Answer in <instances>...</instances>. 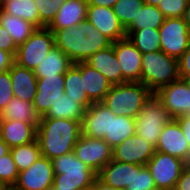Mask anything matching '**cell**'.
Masks as SVG:
<instances>
[{"mask_svg": "<svg viewBox=\"0 0 190 190\" xmlns=\"http://www.w3.org/2000/svg\"><path fill=\"white\" fill-rule=\"evenodd\" d=\"M156 151L190 162V147L179 122L172 118L162 129Z\"/></svg>", "mask_w": 190, "mask_h": 190, "instance_id": "13", "label": "cell"}, {"mask_svg": "<svg viewBox=\"0 0 190 190\" xmlns=\"http://www.w3.org/2000/svg\"><path fill=\"white\" fill-rule=\"evenodd\" d=\"M66 0H34L38 15L39 28L48 27L56 17V14Z\"/></svg>", "mask_w": 190, "mask_h": 190, "instance_id": "36", "label": "cell"}, {"mask_svg": "<svg viewBox=\"0 0 190 190\" xmlns=\"http://www.w3.org/2000/svg\"><path fill=\"white\" fill-rule=\"evenodd\" d=\"M178 79L179 59L162 50L142 54L141 83L153 93Z\"/></svg>", "mask_w": 190, "mask_h": 190, "instance_id": "5", "label": "cell"}, {"mask_svg": "<svg viewBox=\"0 0 190 190\" xmlns=\"http://www.w3.org/2000/svg\"><path fill=\"white\" fill-rule=\"evenodd\" d=\"M0 49L11 53L14 57L17 53V46L13 42L12 37L4 27L0 25Z\"/></svg>", "mask_w": 190, "mask_h": 190, "instance_id": "41", "label": "cell"}, {"mask_svg": "<svg viewBox=\"0 0 190 190\" xmlns=\"http://www.w3.org/2000/svg\"><path fill=\"white\" fill-rule=\"evenodd\" d=\"M189 1L190 0H162L158 5V9L165 18H180L183 17Z\"/></svg>", "mask_w": 190, "mask_h": 190, "instance_id": "39", "label": "cell"}, {"mask_svg": "<svg viewBox=\"0 0 190 190\" xmlns=\"http://www.w3.org/2000/svg\"><path fill=\"white\" fill-rule=\"evenodd\" d=\"M10 187L0 180V190H8Z\"/></svg>", "mask_w": 190, "mask_h": 190, "instance_id": "51", "label": "cell"}, {"mask_svg": "<svg viewBox=\"0 0 190 190\" xmlns=\"http://www.w3.org/2000/svg\"><path fill=\"white\" fill-rule=\"evenodd\" d=\"M90 190H121L112 186L105 184L98 177L94 180L92 186L89 188Z\"/></svg>", "mask_w": 190, "mask_h": 190, "instance_id": "47", "label": "cell"}, {"mask_svg": "<svg viewBox=\"0 0 190 190\" xmlns=\"http://www.w3.org/2000/svg\"><path fill=\"white\" fill-rule=\"evenodd\" d=\"M5 1H7V0H0V5H1L3 2H5Z\"/></svg>", "mask_w": 190, "mask_h": 190, "instance_id": "55", "label": "cell"}, {"mask_svg": "<svg viewBox=\"0 0 190 190\" xmlns=\"http://www.w3.org/2000/svg\"><path fill=\"white\" fill-rule=\"evenodd\" d=\"M171 119L167 109L153 94L135 118L136 134L156 148L162 129Z\"/></svg>", "mask_w": 190, "mask_h": 190, "instance_id": "6", "label": "cell"}, {"mask_svg": "<svg viewBox=\"0 0 190 190\" xmlns=\"http://www.w3.org/2000/svg\"><path fill=\"white\" fill-rule=\"evenodd\" d=\"M85 111L86 108L82 104L64 93L41 118L72 119L82 123Z\"/></svg>", "mask_w": 190, "mask_h": 190, "instance_id": "27", "label": "cell"}, {"mask_svg": "<svg viewBox=\"0 0 190 190\" xmlns=\"http://www.w3.org/2000/svg\"><path fill=\"white\" fill-rule=\"evenodd\" d=\"M0 120H16L23 123H32L36 127L41 117L33 106V102L13 97L0 113Z\"/></svg>", "mask_w": 190, "mask_h": 190, "instance_id": "26", "label": "cell"}, {"mask_svg": "<svg viewBox=\"0 0 190 190\" xmlns=\"http://www.w3.org/2000/svg\"><path fill=\"white\" fill-rule=\"evenodd\" d=\"M135 118L115 115L111 111L110 137H103L112 148L121 144L125 139L133 136L135 131Z\"/></svg>", "mask_w": 190, "mask_h": 190, "instance_id": "29", "label": "cell"}, {"mask_svg": "<svg viewBox=\"0 0 190 190\" xmlns=\"http://www.w3.org/2000/svg\"><path fill=\"white\" fill-rule=\"evenodd\" d=\"M54 181L52 160L40 156L28 169L19 172L14 190H49Z\"/></svg>", "mask_w": 190, "mask_h": 190, "instance_id": "11", "label": "cell"}, {"mask_svg": "<svg viewBox=\"0 0 190 190\" xmlns=\"http://www.w3.org/2000/svg\"><path fill=\"white\" fill-rule=\"evenodd\" d=\"M81 73L83 88L92 102H102L111 88L105 76L85 62L73 63Z\"/></svg>", "mask_w": 190, "mask_h": 190, "instance_id": "22", "label": "cell"}, {"mask_svg": "<svg viewBox=\"0 0 190 190\" xmlns=\"http://www.w3.org/2000/svg\"><path fill=\"white\" fill-rule=\"evenodd\" d=\"M185 116L186 117H190V111Z\"/></svg>", "mask_w": 190, "mask_h": 190, "instance_id": "54", "label": "cell"}, {"mask_svg": "<svg viewBox=\"0 0 190 190\" xmlns=\"http://www.w3.org/2000/svg\"><path fill=\"white\" fill-rule=\"evenodd\" d=\"M179 75L180 77H190V44L179 58Z\"/></svg>", "mask_w": 190, "mask_h": 190, "instance_id": "42", "label": "cell"}, {"mask_svg": "<svg viewBox=\"0 0 190 190\" xmlns=\"http://www.w3.org/2000/svg\"><path fill=\"white\" fill-rule=\"evenodd\" d=\"M113 148L103 139L81 135L74 146L75 156L97 174L113 159Z\"/></svg>", "mask_w": 190, "mask_h": 190, "instance_id": "10", "label": "cell"}, {"mask_svg": "<svg viewBox=\"0 0 190 190\" xmlns=\"http://www.w3.org/2000/svg\"><path fill=\"white\" fill-rule=\"evenodd\" d=\"M156 188L152 175L146 165L133 164V179L131 189L125 190H150Z\"/></svg>", "mask_w": 190, "mask_h": 190, "instance_id": "37", "label": "cell"}, {"mask_svg": "<svg viewBox=\"0 0 190 190\" xmlns=\"http://www.w3.org/2000/svg\"><path fill=\"white\" fill-rule=\"evenodd\" d=\"M145 4L158 7L162 0H144Z\"/></svg>", "mask_w": 190, "mask_h": 190, "instance_id": "50", "label": "cell"}, {"mask_svg": "<svg viewBox=\"0 0 190 190\" xmlns=\"http://www.w3.org/2000/svg\"><path fill=\"white\" fill-rule=\"evenodd\" d=\"M55 46L54 34L48 27L36 31L17 47L15 63L30 70H35Z\"/></svg>", "mask_w": 190, "mask_h": 190, "instance_id": "7", "label": "cell"}, {"mask_svg": "<svg viewBox=\"0 0 190 190\" xmlns=\"http://www.w3.org/2000/svg\"><path fill=\"white\" fill-rule=\"evenodd\" d=\"M54 169L53 187L57 189L87 190L97 173L78 159L74 152L61 155L52 160Z\"/></svg>", "mask_w": 190, "mask_h": 190, "instance_id": "4", "label": "cell"}, {"mask_svg": "<svg viewBox=\"0 0 190 190\" xmlns=\"http://www.w3.org/2000/svg\"><path fill=\"white\" fill-rule=\"evenodd\" d=\"M10 153L19 172L28 169L41 156L37 139L29 144L10 148Z\"/></svg>", "mask_w": 190, "mask_h": 190, "instance_id": "34", "label": "cell"}, {"mask_svg": "<svg viewBox=\"0 0 190 190\" xmlns=\"http://www.w3.org/2000/svg\"><path fill=\"white\" fill-rule=\"evenodd\" d=\"M154 94L174 119L190 111V87L183 79L167 84Z\"/></svg>", "mask_w": 190, "mask_h": 190, "instance_id": "12", "label": "cell"}, {"mask_svg": "<svg viewBox=\"0 0 190 190\" xmlns=\"http://www.w3.org/2000/svg\"><path fill=\"white\" fill-rule=\"evenodd\" d=\"M180 79H183L185 83L190 87V77H180Z\"/></svg>", "mask_w": 190, "mask_h": 190, "instance_id": "52", "label": "cell"}, {"mask_svg": "<svg viewBox=\"0 0 190 190\" xmlns=\"http://www.w3.org/2000/svg\"><path fill=\"white\" fill-rule=\"evenodd\" d=\"M72 65L73 62L70 58L57 46H54L34 70V74L37 78L65 75Z\"/></svg>", "mask_w": 190, "mask_h": 190, "instance_id": "25", "label": "cell"}, {"mask_svg": "<svg viewBox=\"0 0 190 190\" xmlns=\"http://www.w3.org/2000/svg\"><path fill=\"white\" fill-rule=\"evenodd\" d=\"M64 77L65 75H56L37 78V93L33 106L40 117L64 94Z\"/></svg>", "mask_w": 190, "mask_h": 190, "instance_id": "18", "label": "cell"}, {"mask_svg": "<svg viewBox=\"0 0 190 190\" xmlns=\"http://www.w3.org/2000/svg\"><path fill=\"white\" fill-rule=\"evenodd\" d=\"M86 19L112 43L127 37L112 8L88 6Z\"/></svg>", "mask_w": 190, "mask_h": 190, "instance_id": "17", "label": "cell"}, {"mask_svg": "<svg viewBox=\"0 0 190 190\" xmlns=\"http://www.w3.org/2000/svg\"><path fill=\"white\" fill-rule=\"evenodd\" d=\"M175 190H190V162L184 166Z\"/></svg>", "mask_w": 190, "mask_h": 190, "instance_id": "43", "label": "cell"}, {"mask_svg": "<svg viewBox=\"0 0 190 190\" xmlns=\"http://www.w3.org/2000/svg\"><path fill=\"white\" fill-rule=\"evenodd\" d=\"M49 190H71V189H57V188H54V187L52 186Z\"/></svg>", "mask_w": 190, "mask_h": 190, "instance_id": "53", "label": "cell"}, {"mask_svg": "<svg viewBox=\"0 0 190 190\" xmlns=\"http://www.w3.org/2000/svg\"><path fill=\"white\" fill-rule=\"evenodd\" d=\"M154 93L141 82L112 85L102 101L116 116L136 118Z\"/></svg>", "mask_w": 190, "mask_h": 190, "instance_id": "3", "label": "cell"}, {"mask_svg": "<svg viewBox=\"0 0 190 190\" xmlns=\"http://www.w3.org/2000/svg\"><path fill=\"white\" fill-rule=\"evenodd\" d=\"M14 62L15 57L11 53L0 49V73L9 70Z\"/></svg>", "mask_w": 190, "mask_h": 190, "instance_id": "44", "label": "cell"}, {"mask_svg": "<svg viewBox=\"0 0 190 190\" xmlns=\"http://www.w3.org/2000/svg\"><path fill=\"white\" fill-rule=\"evenodd\" d=\"M111 110L103 102H93L85 111L81 130L84 137H110Z\"/></svg>", "mask_w": 190, "mask_h": 190, "instance_id": "16", "label": "cell"}, {"mask_svg": "<svg viewBox=\"0 0 190 190\" xmlns=\"http://www.w3.org/2000/svg\"><path fill=\"white\" fill-rule=\"evenodd\" d=\"M37 127L32 123L0 120V138L10 147L26 145L36 140Z\"/></svg>", "mask_w": 190, "mask_h": 190, "instance_id": "21", "label": "cell"}, {"mask_svg": "<svg viewBox=\"0 0 190 190\" xmlns=\"http://www.w3.org/2000/svg\"><path fill=\"white\" fill-rule=\"evenodd\" d=\"M14 97L9 70L0 73V113Z\"/></svg>", "mask_w": 190, "mask_h": 190, "instance_id": "40", "label": "cell"}, {"mask_svg": "<svg viewBox=\"0 0 190 190\" xmlns=\"http://www.w3.org/2000/svg\"><path fill=\"white\" fill-rule=\"evenodd\" d=\"M155 147L138 134L125 139L112 150L113 159L119 162L144 166L155 153Z\"/></svg>", "mask_w": 190, "mask_h": 190, "instance_id": "15", "label": "cell"}, {"mask_svg": "<svg viewBox=\"0 0 190 190\" xmlns=\"http://www.w3.org/2000/svg\"><path fill=\"white\" fill-rule=\"evenodd\" d=\"M19 171L11 153L0 158V180L12 188L18 179Z\"/></svg>", "mask_w": 190, "mask_h": 190, "instance_id": "38", "label": "cell"}, {"mask_svg": "<svg viewBox=\"0 0 190 190\" xmlns=\"http://www.w3.org/2000/svg\"><path fill=\"white\" fill-rule=\"evenodd\" d=\"M165 17L156 6L144 4L137 17L125 28V30L159 29Z\"/></svg>", "mask_w": 190, "mask_h": 190, "instance_id": "33", "label": "cell"}, {"mask_svg": "<svg viewBox=\"0 0 190 190\" xmlns=\"http://www.w3.org/2000/svg\"><path fill=\"white\" fill-rule=\"evenodd\" d=\"M0 25L6 29L18 47L23 44L37 29V27L18 16L5 13L0 8Z\"/></svg>", "mask_w": 190, "mask_h": 190, "instance_id": "28", "label": "cell"}, {"mask_svg": "<svg viewBox=\"0 0 190 190\" xmlns=\"http://www.w3.org/2000/svg\"><path fill=\"white\" fill-rule=\"evenodd\" d=\"M82 135L81 122L63 118H41L37 126L36 139L41 156L53 160L73 151L77 139Z\"/></svg>", "mask_w": 190, "mask_h": 190, "instance_id": "2", "label": "cell"}, {"mask_svg": "<svg viewBox=\"0 0 190 190\" xmlns=\"http://www.w3.org/2000/svg\"><path fill=\"white\" fill-rule=\"evenodd\" d=\"M125 82H141L142 54L127 38L112 43Z\"/></svg>", "mask_w": 190, "mask_h": 190, "instance_id": "14", "label": "cell"}, {"mask_svg": "<svg viewBox=\"0 0 190 190\" xmlns=\"http://www.w3.org/2000/svg\"><path fill=\"white\" fill-rule=\"evenodd\" d=\"M0 8L5 13L18 16L39 28V15L34 0H7Z\"/></svg>", "mask_w": 190, "mask_h": 190, "instance_id": "32", "label": "cell"}, {"mask_svg": "<svg viewBox=\"0 0 190 190\" xmlns=\"http://www.w3.org/2000/svg\"><path fill=\"white\" fill-rule=\"evenodd\" d=\"M118 0H87L88 6H100L112 8Z\"/></svg>", "mask_w": 190, "mask_h": 190, "instance_id": "46", "label": "cell"}, {"mask_svg": "<svg viewBox=\"0 0 190 190\" xmlns=\"http://www.w3.org/2000/svg\"><path fill=\"white\" fill-rule=\"evenodd\" d=\"M51 31L55 46L73 63L85 62L90 56L112 44L87 19L78 26Z\"/></svg>", "mask_w": 190, "mask_h": 190, "instance_id": "1", "label": "cell"}, {"mask_svg": "<svg viewBox=\"0 0 190 190\" xmlns=\"http://www.w3.org/2000/svg\"><path fill=\"white\" fill-rule=\"evenodd\" d=\"M87 10V0H66L60 5L56 17L48 28L59 30L78 26L86 19Z\"/></svg>", "mask_w": 190, "mask_h": 190, "instance_id": "20", "label": "cell"}, {"mask_svg": "<svg viewBox=\"0 0 190 190\" xmlns=\"http://www.w3.org/2000/svg\"><path fill=\"white\" fill-rule=\"evenodd\" d=\"M160 47L167 55L179 59L190 44V31L183 18H165L159 27Z\"/></svg>", "mask_w": 190, "mask_h": 190, "instance_id": "9", "label": "cell"}, {"mask_svg": "<svg viewBox=\"0 0 190 190\" xmlns=\"http://www.w3.org/2000/svg\"><path fill=\"white\" fill-rule=\"evenodd\" d=\"M175 119L179 122V124L182 128V131L185 135V138L187 140V143L190 147V117H186L184 115V116H180V117L175 118Z\"/></svg>", "mask_w": 190, "mask_h": 190, "instance_id": "45", "label": "cell"}, {"mask_svg": "<svg viewBox=\"0 0 190 190\" xmlns=\"http://www.w3.org/2000/svg\"><path fill=\"white\" fill-rule=\"evenodd\" d=\"M9 72L14 97L28 102H34L37 93V77L34 71L14 62Z\"/></svg>", "mask_w": 190, "mask_h": 190, "instance_id": "23", "label": "cell"}, {"mask_svg": "<svg viewBox=\"0 0 190 190\" xmlns=\"http://www.w3.org/2000/svg\"><path fill=\"white\" fill-rule=\"evenodd\" d=\"M185 165L182 159L158 151L146 164L156 188L161 190L175 189Z\"/></svg>", "mask_w": 190, "mask_h": 190, "instance_id": "8", "label": "cell"}, {"mask_svg": "<svg viewBox=\"0 0 190 190\" xmlns=\"http://www.w3.org/2000/svg\"><path fill=\"white\" fill-rule=\"evenodd\" d=\"M64 93L86 109L93 104L83 88L80 70L74 64L65 73Z\"/></svg>", "mask_w": 190, "mask_h": 190, "instance_id": "31", "label": "cell"}, {"mask_svg": "<svg viewBox=\"0 0 190 190\" xmlns=\"http://www.w3.org/2000/svg\"><path fill=\"white\" fill-rule=\"evenodd\" d=\"M125 32L141 54L161 50L159 29L125 30Z\"/></svg>", "mask_w": 190, "mask_h": 190, "instance_id": "30", "label": "cell"}, {"mask_svg": "<svg viewBox=\"0 0 190 190\" xmlns=\"http://www.w3.org/2000/svg\"><path fill=\"white\" fill-rule=\"evenodd\" d=\"M144 4V0H118L112 9L125 29L137 17Z\"/></svg>", "mask_w": 190, "mask_h": 190, "instance_id": "35", "label": "cell"}, {"mask_svg": "<svg viewBox=\"0 0 190 190\" xmlns=\"http://www.w3.org/2000/svg\"><path fill=\"white\" fill-rule=\"evenodd\" d=\"M97 177L109 186L121 190L131 189L133 164L112 159L101 169Z\"/></svg>", "mask_w": 190, "mask_h": 190, "instance_id": "24", "label": "cell"}, {"mask_svg": "<svg viewBox=\"0 0 190 190\" xmlns=\"http://www.w3.org/2000/svg\"><path fill=\"white\" fill-rule=\"evenodd\" d=\"M10 152V147L0 138V158Z\"/></svg>", "mask_w": 190, "mask_h": 190, "instance_id": "49", "label": "cell"}, {"mask_svg": "<svg viewBox=\"0 0 190 190\" xmlns=\"http://www.w3.org/2000/svg\"><path fill=\"white\" fill-rule=\"evenodd\" d=\"M85 63L105 76L111 85L123 83L120 63L112 44L90 56Z\"/></svg>", "mask_w": 190, "mask_h": 190, "instance_id": "19", "label": "cell"}, {"mask_svg": "<svg viewBox=\"0 0 190 190\" xmlns=\"http://www.w3.org/2000/svg\"><path fill=\"white\" fill-rule=\"evenodd\" d=\"M150 190H161V189H158V188H153V189H150Z\"/></svg>", "mask_w": 190, "mask_h": 190, "instance_id": "56", "label": "cell"}, {"mask_svg": "<svg viewBox=\"0 0 190 190\" xmlns=\"http://www.w3.org/2000/svg\"><path fill=\"white\" fill-rule=\"evenodd\" d=\"M182 18H183L184 22L186 23V25L190 31V1L186 7V10L184 11Z\"/></svg>", "mask_w": 190, "mask_h": 190, "instance_id": "48", "label": "cell"}]
</instances>
